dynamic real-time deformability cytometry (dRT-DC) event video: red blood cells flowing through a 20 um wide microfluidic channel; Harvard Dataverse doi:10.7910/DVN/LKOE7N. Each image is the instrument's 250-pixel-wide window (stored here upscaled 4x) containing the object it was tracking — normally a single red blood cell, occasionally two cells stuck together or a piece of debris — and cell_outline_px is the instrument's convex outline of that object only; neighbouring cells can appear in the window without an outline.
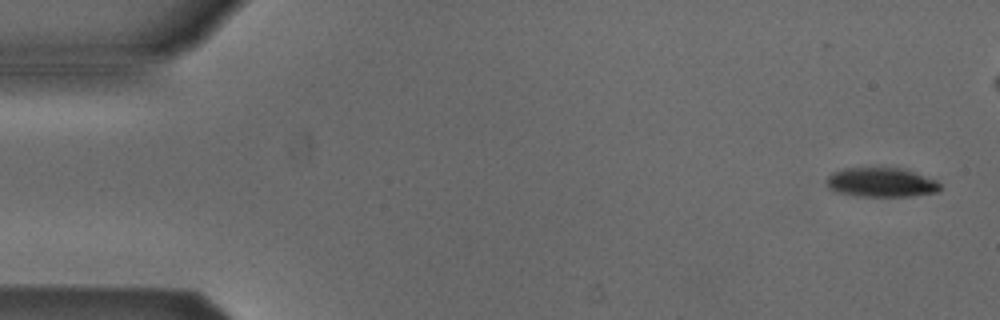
{"species": "Egyptian fruit bat (a non-hibernating species)", "species_latin": "Rousettus aegyptiacus", "temperature_condition": "cold", "stored_images_in_passage": 10, "camera_frame_rate_fps": 3000, "um_per_image_px": 0.085, "animal": {"sex": "male"}, "frame": {"image": 1, "passage_image": 1, "time_ms": 0.0, "image_size_px": [1000, 320], "cell_outline_px": [[940, 188], [936, 192], [912, 196], [860, 196], [832, 192], [828, 188], [824, 180], [832, 172], [844, 168], [904, 168], [936, 180], [940, 184]], "centroid_in_image_um": [74.84, 15.5], "position_along_channel_um": 10.2, "area_um2": 19.59}}
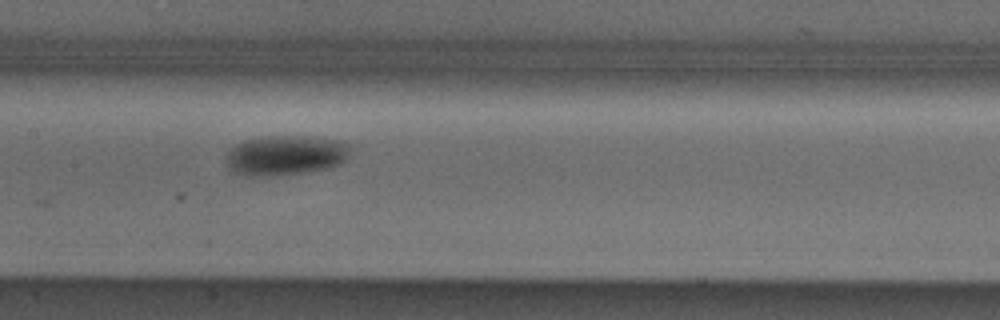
{"frame": {"image": 2, "passage_image": 9, "time_ms": 10.333, "image_size_px": [1000, 320], "cell_outline_px": [[352, 144], [348, 156], [340, 164], [328, 168], [300, 172], [268, 176], [248, 176], [236, 172], [228, 168], [228, 152], [236, 144], [244, 140], [264, 136], [304, 136], [336, 140]], "centroid_in_image_um": [24.29, 13.18], "position_along_channel_um": 183.1, "area_um2": 28.61}}
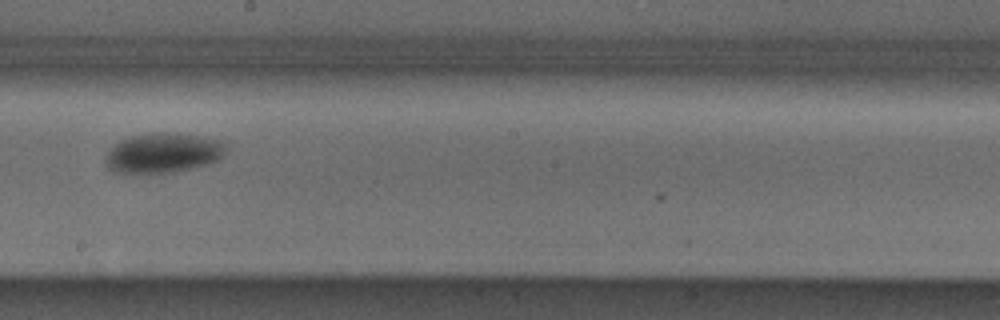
{"frame": {"image": 3, "passage_image": 10, "time_ms": 11.667, "image_size_px": [1000, 320], "cell_outline_px": [[228, 152], [220, 160], [208, 164], [172, 172], [112, 172], [108, 168], [108, 152], [120, 140], [132, 136], [152, 132], [176, 132], [220, 140], [224, 144]], "centroid_in_image_um": [13.94, 12.98], "position_along_channel_um": 234.3, "area_um2": 27.74}}